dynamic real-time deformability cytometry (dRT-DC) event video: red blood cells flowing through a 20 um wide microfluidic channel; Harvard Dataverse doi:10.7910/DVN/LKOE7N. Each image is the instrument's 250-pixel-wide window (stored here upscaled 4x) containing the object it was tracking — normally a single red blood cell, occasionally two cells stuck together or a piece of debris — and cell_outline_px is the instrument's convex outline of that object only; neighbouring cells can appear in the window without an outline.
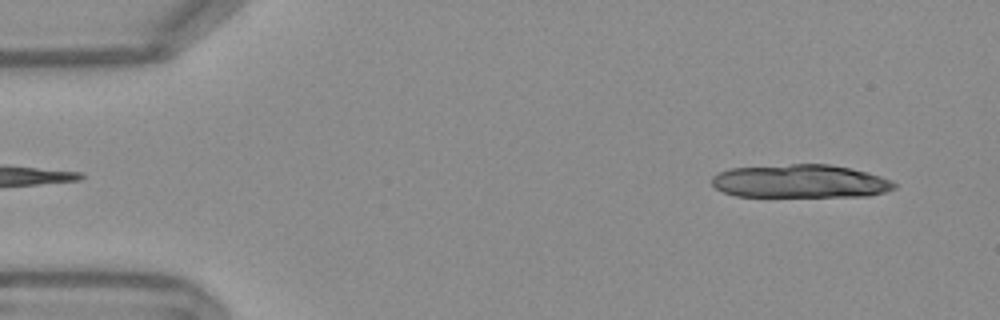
{"species": "Egyptian fruit bat (a non-hibernating species)", "species_latin": "Rousettus aegyptiacus", "temperature_condition": "warm", "stored_images_in_passage": 13, "camera_frame_rate_fps": 3000, "um_per_image_px": 0.085, "frame": {"image": 1, "passage_image": 2, "time_ms": 0.333, "image_size_px": [1000, 320], "cell_outline_px": [[896, 188], [884, 192], [868, 196], [736, 196], [724, 192], [716, 188], [712, 184], [712, 176], [720, 172], [732, 168], [792, 164], [828, 164], [852, 168], [868, 172], [892, 180], [896, 184]], "centroid_in_image_um": [68.06, 15.4], "position_along_channel_um": 16.9, "area_um2": 35.37}}